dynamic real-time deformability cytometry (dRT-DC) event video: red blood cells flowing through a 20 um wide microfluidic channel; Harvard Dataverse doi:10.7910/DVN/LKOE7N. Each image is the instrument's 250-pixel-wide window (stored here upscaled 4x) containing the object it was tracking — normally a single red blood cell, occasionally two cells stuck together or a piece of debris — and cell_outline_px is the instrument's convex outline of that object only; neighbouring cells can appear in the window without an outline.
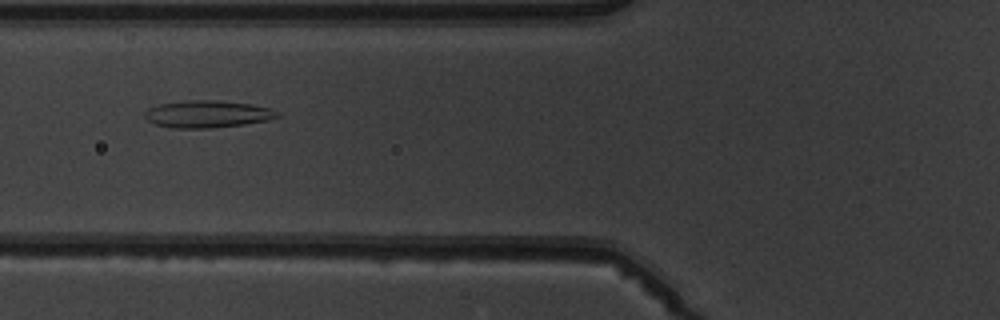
{"species": "common noctule bat (a hibernating species)", "species_latin": "Nyctalus noctula", "temperature_condition": "warm", "stored_images_in_passage": 3, "camera_frame_rate_fps": 3000, "um_per_image_px": 0.085, "animal": {"sex": "male", "body_mass_g": 19.5, "forearm_length_mm": 54.6}, "frame": {"image": 1, "passage_image": 3, "time_ms": 2.333, "image_size_px": [1000, 320], "cell_outline_px": [[280, 116], [268, 120], [244, 124], [208, 128], [172, 128], [156, 124], [148, 120], [144, 116], [144, 112], [148, 108], [160, 104], [188, 100], [216, 100], [252, 104], [268, 108], [280, 112]], "centroid_in_image_um": [17.63, 9.69], "position_along_channel_um": 108.2, "area_um2": 20.92}}